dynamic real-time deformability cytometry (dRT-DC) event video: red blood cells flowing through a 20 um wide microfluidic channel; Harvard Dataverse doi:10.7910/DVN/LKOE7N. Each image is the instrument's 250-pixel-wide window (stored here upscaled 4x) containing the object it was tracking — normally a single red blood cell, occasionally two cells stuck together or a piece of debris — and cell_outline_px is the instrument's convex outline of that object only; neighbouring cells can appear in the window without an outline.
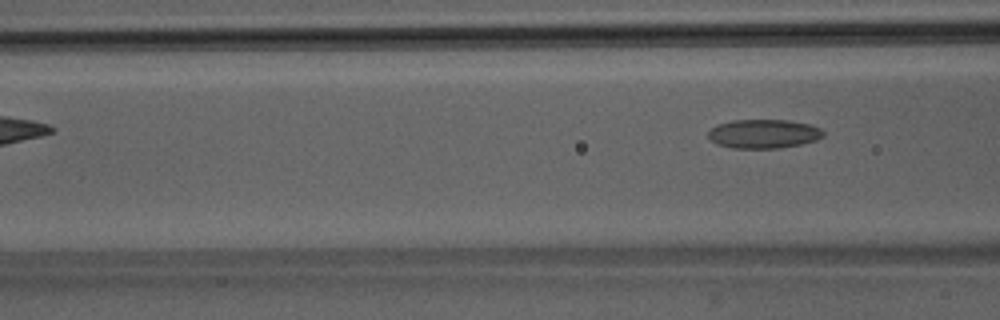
{"species": "Egyptian fruit bat (a non-hibernating species)", "species_latin": "Rousettus aegyptiacus", "temperature_condition": "room temperature", "stored_images_in_passage": 4, "camera_frame_rate_fps": 3000, "um_per_image_px": 0.085, "animal": {"sex": "male"}, "frame": {"image": 1, "passage_image": 4, "time_ms": 3.667, "image_size_px": [1000, 320], "cell_outline_px": [[824, 136], [816, 140], [800, 144], [780, 148], [732, 148], [716, 144], [708, 136], [708, 132], [712, 128], [720, 124], [732, 120], [788, 120], [812, 124], [820, 128], [824, 132]], "centroid_in_image_um": [64.94, 11.37], "position_along_channel_um": 101.7, "area_um2": 19.42}}